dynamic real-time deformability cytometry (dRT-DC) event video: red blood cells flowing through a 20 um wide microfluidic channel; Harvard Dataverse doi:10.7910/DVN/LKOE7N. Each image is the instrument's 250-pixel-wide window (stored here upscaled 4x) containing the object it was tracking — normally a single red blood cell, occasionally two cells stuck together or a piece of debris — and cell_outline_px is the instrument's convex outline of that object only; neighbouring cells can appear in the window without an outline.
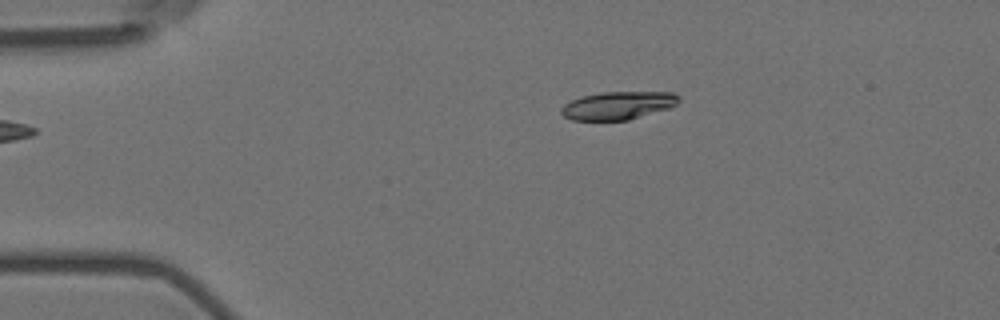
{"species": "Egyptian fruit bat (a non-hibernating species)", "species_latin": "Rousettus aegyptiacus", "temperature_condition": "room temperature", "stored_images_in_passage": 46, "camera_frame_rate_fps": 3000, "um_per_image_px": 0.085, "animal": {"sex": "female"}, "frame": {"image": 1, "passage_image": 1, "time_ms": 0.0, "image_size_px": [1000, 320], "cell_outline_px": [[680, 100], [676, 104], [668, 108], [628, 120], [572, 120], [564, 116], [560, 112], [560, 108], [564, 104], [572, 100], [584, 96], [604, 92], [672, 92], [680, 96]], "centroid_in_image_um": [52.53, 8.96], "position_along_channel_um": 32.5, "area_um2": 19.02}}
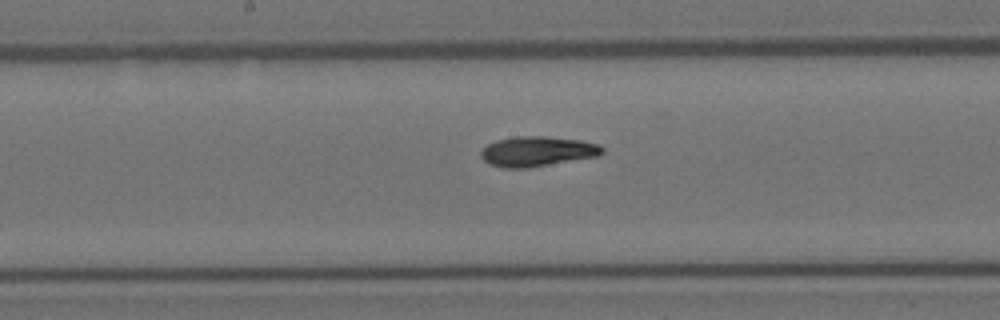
{"frame": {"image": 2, "passage_image": 19, "time_ms": 6.0, "image_size_px": [1000, 320], "cell_outline_px": [[604, 152], [600, 156], [528, 168], [504, 168], [488, 164], [480, 156], [480, 152], [488, 144], [496, 140], [516, 136], [544, 136], [580, 140], [596, 144], [604, 148]], "centroid_in_image_um": [45.66, 12.87], "position_along_channel_um": 202.5, "area_um2": 21.33}}
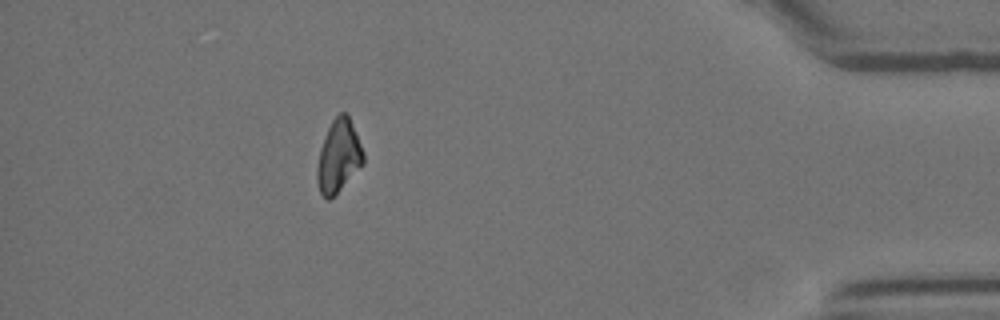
{"frame": {"image": 3, "passage_image": 40, "time_ms": 13.0, "image_size_px": [1000, 320], "cell_outline_px": [[364, 164], [328, 200], [320, 192], [316, 180], [316, 168], [320, 148], [328, 128], [332, 120], [340, 112], [344, 112], [348, 116], [364, 152]], "centroid_in_image_um": [28.76, 13.27], "position_along_channel_um": 406.4, "area_um2": 19.19}, "authors_computed_cell_mechanics": {"area_um2": 20.1722, "velocity_mm_per_s": 3.6294, "shape_relaxation_time_tau1_ms": null, "shape_relaxation_time_tau2_ms": 3.9683, "deformation_change_tau1": null, "deformation_change_tau2": 0.0823}}